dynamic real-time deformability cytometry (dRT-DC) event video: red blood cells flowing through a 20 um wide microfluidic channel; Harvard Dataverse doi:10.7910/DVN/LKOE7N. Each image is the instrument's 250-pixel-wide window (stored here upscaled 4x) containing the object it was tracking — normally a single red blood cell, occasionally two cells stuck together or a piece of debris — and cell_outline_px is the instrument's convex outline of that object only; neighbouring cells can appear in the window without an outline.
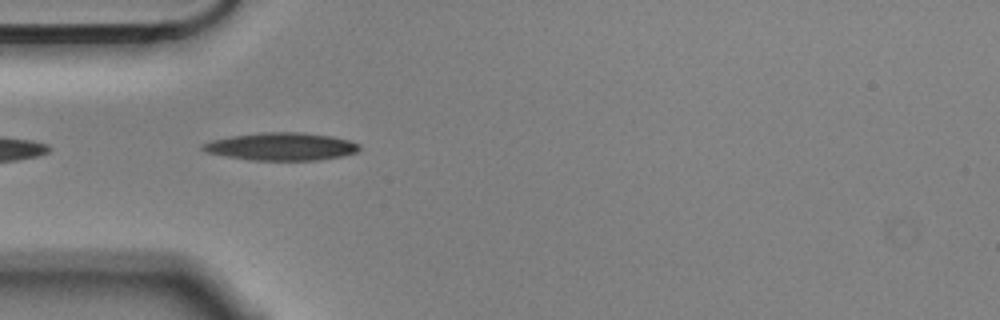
{"species": "Egyptian fruit bat (a non-hibernating species)", "species_latin": "Rousettus aegyptiacus", "temperature_condition": "cold", "stored_images_in_passage": 5, "camera_frame_rate_fps": 3000, "um_per_image_px": 0.085, "animal": {"sex": "male"}, "frame": {"image": 1, "passage_image": 4, "time_ms": 1.0, "image_size_px": [1000, 320], "cell_outline_px": [[360, 148], [356, 152], [340, 156], [316, 160], [252, 160], [228, 156], [208, 152], [200, 148], [200, 144], [212, 140], [232, 136], [260, 132], [304, 132], [332, 136], [352, 140], [360, 144]], "centroid_in_image_um": [23.94, 12.44], "position_along_channel_um": 61.1, "area_um2": 25.26}}
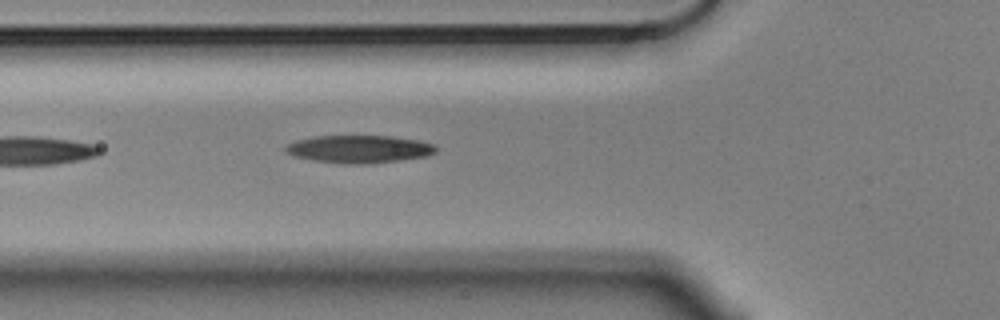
{"frame": {"image": 2, "passage_image": 5, "time_ms": 1.333, "image_size_px": [1000, 320], "cell_outline_px": [[436, 152], [428, 156], [364, 164], [340, 164], [312, 160], [292, 156], [284, 152], [284, 148], [288, 144], [296, 140], [316, 136], [392, 136], [420, 140], [436, 144]], "centroid_in_image_um": [30.51, 12.67], "position_along_channel_um": 95.3, "area_um2": 24.45}}